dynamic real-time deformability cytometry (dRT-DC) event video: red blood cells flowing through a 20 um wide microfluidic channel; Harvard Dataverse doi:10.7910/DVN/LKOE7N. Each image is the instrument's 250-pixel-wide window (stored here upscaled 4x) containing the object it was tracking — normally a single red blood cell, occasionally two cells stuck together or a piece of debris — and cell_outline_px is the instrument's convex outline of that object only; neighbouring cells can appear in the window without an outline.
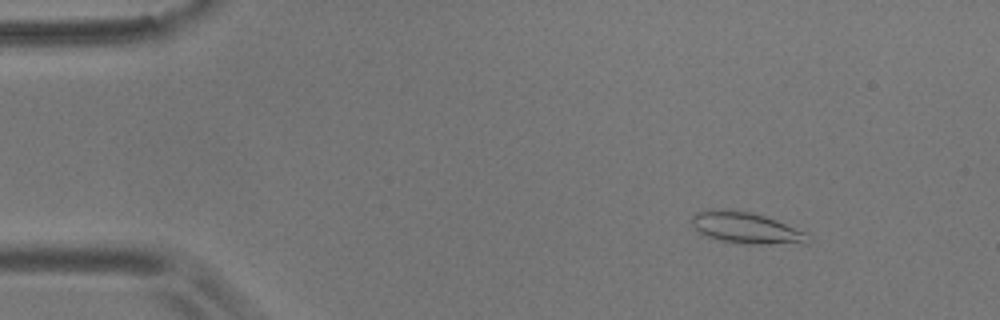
{"species": "common noctule bat (a hibernating species)", "species_latin": "Nyctalus noctula", "temperature_condition": "room temperature", "stored_images_in_passage": 55, "camera_frame_rate_fps": 3000, "um_per_image_px": 0.085, "animal": {"sex": "male", "body_mass_g": 17.9}, "frame": {"image": 1, "passage_image": 7, "time_ms": 2.0, "image_size_px": [1000, 320], "cell_outline_px": [[804, 236], [800, 240], [744, 244], [720, 240], [708, 236], [700, 232], [692, 224], [692, 216], [696, 212], [712, 208], [748, 212], [764, 216], [776, 220], [804, 232]], "centroid_in_image_um": [63.17, 19.31], "position_along_channel_um": 21.8, "area_um2": 19.65}}
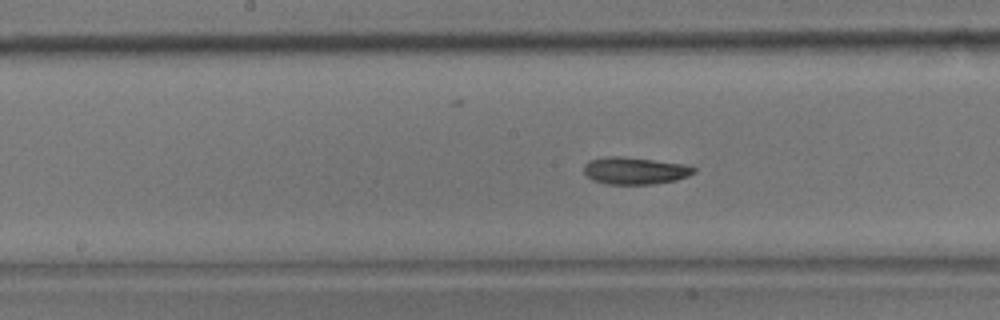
{"frame": {"image": 2, "passage_image": 28, "time_ms": 9.0, "image_size_px": [1000, 320], "cell_outline_px": [[696, 172], [688, 176], [676, 180], [652, 184], [608, 184], [592, 180], [584, 172], [584, 164], [588, 160], [604, 156], [624, 156], [684, 164], [696, 168]], "centroid_in_image_um": [53.95, 14.5], "position_along_channel_um": 194.3, "area_um2": 17.51}}
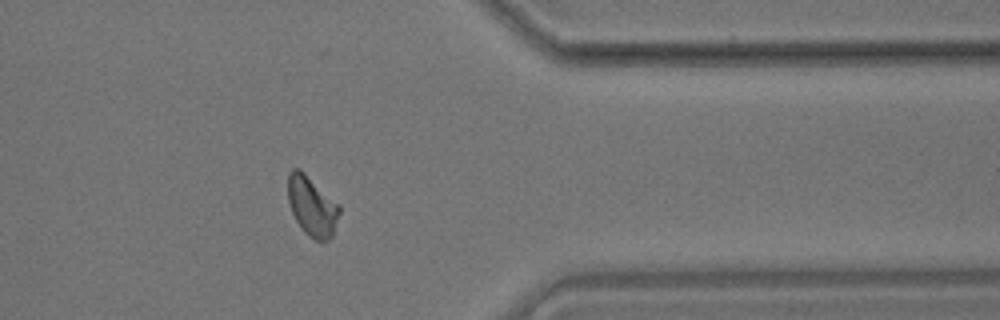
{"frame": {"image": 3, "passage_image": 45, "time_ms": 14.667, "image_size_px": [1000, 320], "cell_outline_px": [[340, 212], [332, 236], [328, 240], [316, 240], [308, 236], [304, 232], [296, 220], [292, 212], [288, 200], [288, 172], [292, 168], [300, 168], [340, 208]], "centroid_in_image_um": [26.48, 17.53], "position_along_channel_um": 384.9, "area_um2": 17.46}, "authors_computed_cell_mechanics": {"area_um2": 17.5712, "velocity_mm_per_s": 3.6141, "shape_relaxation_time_tau1_ms": 8.8394, "shape_relaxation_time_tau2_ms": 3.2386, "deformation_change_tau1": 0.1865, "deformation_change_tau2": 0.0876}}